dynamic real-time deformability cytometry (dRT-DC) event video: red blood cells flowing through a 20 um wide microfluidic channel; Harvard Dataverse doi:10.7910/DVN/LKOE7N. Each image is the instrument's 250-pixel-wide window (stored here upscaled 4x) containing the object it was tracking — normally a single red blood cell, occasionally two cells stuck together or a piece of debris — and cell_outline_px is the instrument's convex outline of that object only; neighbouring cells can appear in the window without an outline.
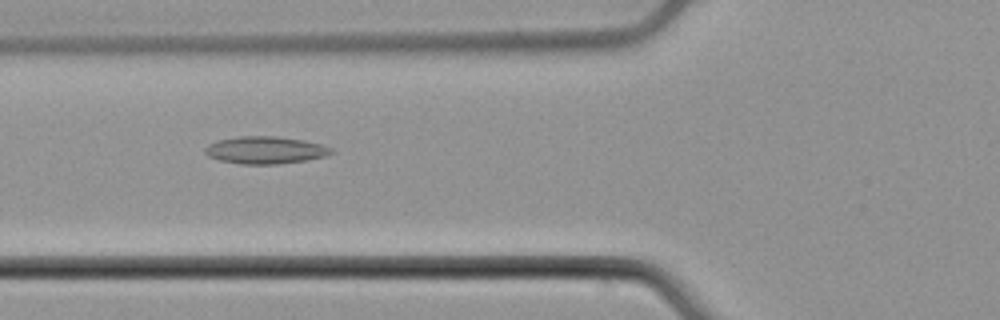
{"species": "common noctule bat (a hibernating species)", "species_latin": "Nyctalus noctula", "temperature_condition": "cold", "stored_images_in_passage": 38, "camera_frame_rate_fps": 3000, "um_per_image_px": 0.085, "animal": {"sex": "male", "body_mass_g": 21.5, "forearm_length_mm": 52.0}, "frame": {"image": 1, "passage_image": 6, "time_ms": 1.667, "image_size_px": [1000, 320], "cell_outline_px": [[336, 152], [324, 156], [304, 160], [276, 164], [240, 164], [220, 160], [208, 156], [204, 152], [204, 148], [208, 144], [216, 140], [240, 136], [276, 136], [304, 140], [320, 144], [332, 148]], "centroid_in_image_um": [22.52, 12.75], "position_along_channel_um": 103.3, "area_um2": 20.11}}
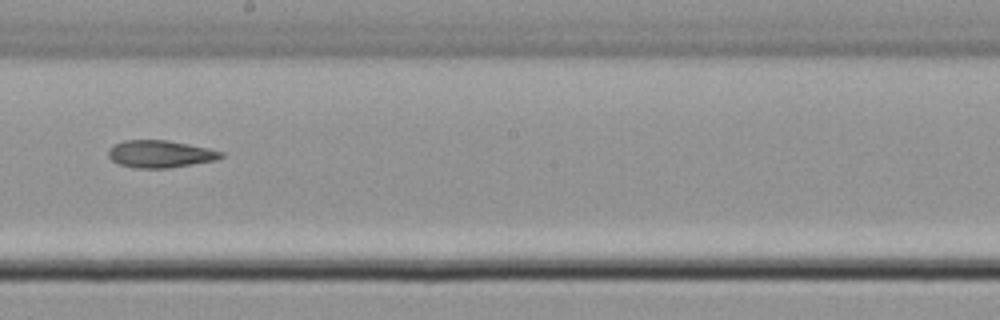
{"frame": {"image": 2, "passage_image": 16, "time_ms": 5.0, "image_size_px": [1000, 320], "cell_outline_px": [[224, 156], [216, 160], [168, 168], [136, 168], [116, 164], [108, 156], [108, 148], [112, 144], [124, 140], [168, 140], [208, 148], [224, 152]], "centroid_in_image_um": [13.58, 13.08], "position_along_channel_um": 234.6, "area_um2": 18.09}}
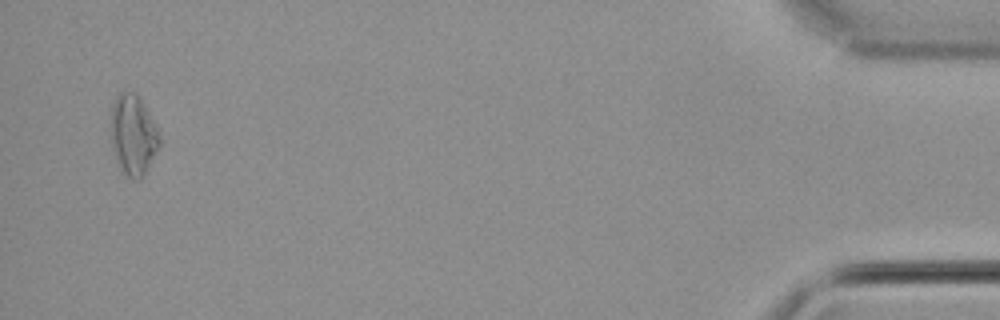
{"frame": {"image": 3, "passage_image": 37, "time_ms": 12.0, "image_size_px": [1000, 320], "cell_outline_px": [[160, 148], [140, 180], [132, 180], [124, 172], [112, 148], [112, 104], [116, 96], [120, 92], [132, 92], [144, 104], [160, 132]], "centroid_in_image_um": [11.36, 11.48], "position_along_channel_um": 423.8, "area_um2": 22.43}}